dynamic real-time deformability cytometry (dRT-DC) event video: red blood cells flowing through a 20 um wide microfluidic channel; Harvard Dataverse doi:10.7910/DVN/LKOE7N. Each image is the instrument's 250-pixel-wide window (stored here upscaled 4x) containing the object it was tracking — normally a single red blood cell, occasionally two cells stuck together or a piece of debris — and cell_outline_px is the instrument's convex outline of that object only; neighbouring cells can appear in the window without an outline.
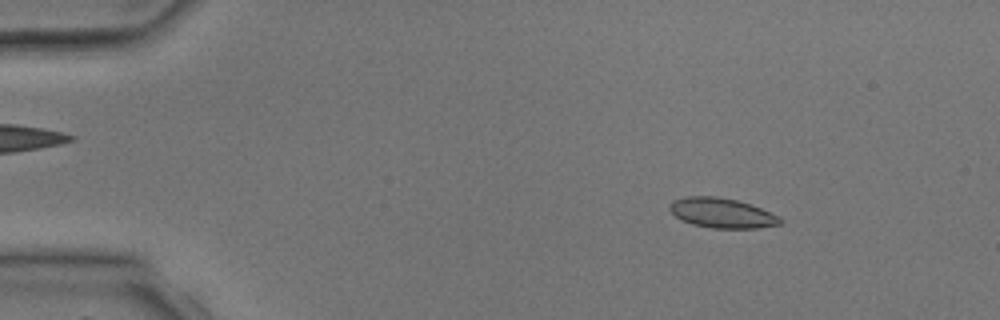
{"species": "common noctule bat (a hibernating species)", "species_latin": "Nyctalus noctula", "temperature_condition": "room temperature", "stored_images_in_passage": 3, "camera_frame_rate_fps": 3000, "um_per_image_px": 0.085, "animal": {"sex": "male", "body_mass_g": 17.9, "forearm_length_mm": 54.2}, "frame": {"image": 1, "passage_image": 1, "time_ms": 0.0, "image_size_px": [1000, 320], "cell_outline_px": [[784, 220], [780, 224], [756, 228], [712, 228], [692, 224], [680, 220], [668, 208], [668, 204], [672, 200], [688, 196], [716, 196], [736, 200], [760, 208], [780, 216]], "centroid_in_image_um": [61.33, 18.1], "position_along_channel_um": 23.7, "area_um2": 19.25}}
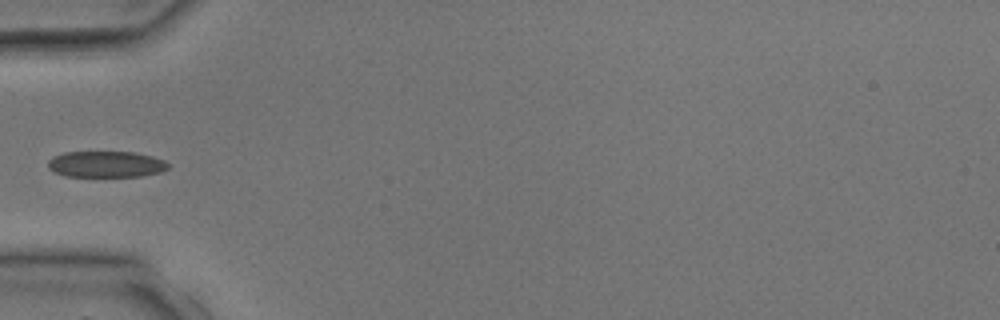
{"frame": {"image": 2, "passage_image": 3, "time_ms": 2.667, "image_size_px": [1000, 320], "cell_outline_px": [[168, 168], [160, 172], [140, 176], [64, 176], [48, 168], [48, 160], [52, 156], [64, 152], [132, 152], [152, 156], [164, 160], [168, 164]], "centroid_in_image_um": [8.98, 13.95], "position_along_channel_um": 76.0, "area_um2": 18.26}}